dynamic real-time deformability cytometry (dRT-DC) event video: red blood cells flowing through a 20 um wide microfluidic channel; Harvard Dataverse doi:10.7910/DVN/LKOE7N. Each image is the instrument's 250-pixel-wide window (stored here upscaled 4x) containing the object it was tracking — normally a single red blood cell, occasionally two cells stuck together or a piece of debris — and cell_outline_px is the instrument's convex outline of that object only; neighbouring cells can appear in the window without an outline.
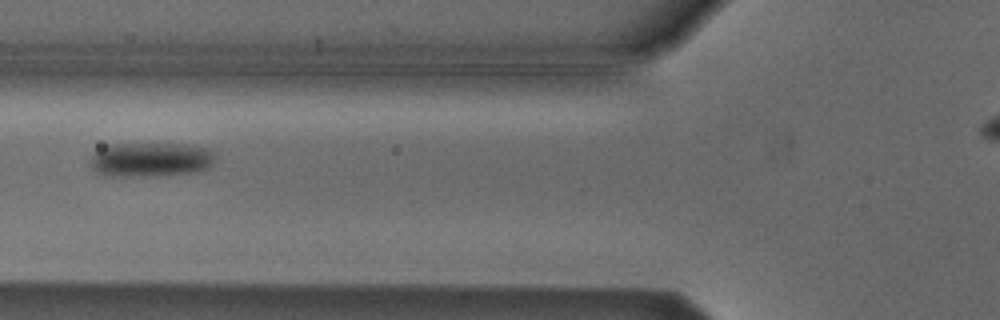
{"species": "Egyptian fruit bat (a non-hibernating species)", "species_latin": "Rousettus aegyptiacus", "temperature_condition": "cold", "stored_images_in_passage": 2, "camera_frame_rate_fps": 3000, "um_per_image_px": 0.085, "animal": {"sex": "male"}, "frame": {"image": 1, "passage_image": 2, "time_ms": 0.333, "image_size_px": [1000, 320], "cell_outline_px": [[216, 160], [208, 168], [188, 172], [156, 176], [124, 176], [96, 172], [88, 164], [88, 160], [100, 148], [108, 144], [188, 144], [208, 148], [216, 156]], "centroid_in_image_um": [12.81, 13.55], "position_along_channel_um": 113.0, "area_um2": 24.97}}